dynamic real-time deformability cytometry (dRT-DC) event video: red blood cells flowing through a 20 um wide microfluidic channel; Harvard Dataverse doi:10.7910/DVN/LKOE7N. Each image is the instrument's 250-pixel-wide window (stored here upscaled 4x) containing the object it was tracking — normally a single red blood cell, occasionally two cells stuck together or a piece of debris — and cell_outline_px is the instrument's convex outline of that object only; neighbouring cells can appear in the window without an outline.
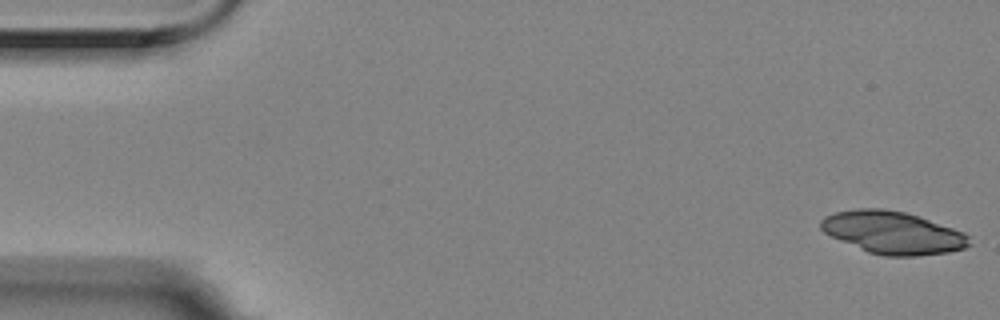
{"species": "Egyptian fruit bat (a non-hibernating species)", "species_latin": "Rousettus aegyptiacus", "temperature_condition": "room temperature", "stored_images_in_passage": 5, "camera_frame_rate_fps": 3000, "um_per_image_px": 0.085, "animal": {"sex": "female"}, "frame": {"image": 1, "passage_image": 1, "time_ms": 0.0, "image_size_px": [1000, 320], "cell_outline_px": [[972, 244], [964, 248], [948, 252], [916, 256], [884, 256], [868, 252], [832, 236], [824, 232], [820, 228], [820, 220], [824, 216], [836, 212], [856, 208], [884, 208], [904, 212], [920, 216], [964, 232], [972, 236]], "centroid_in_image_um": [75.93, 19.76], "position_along_channel_um": 9.1, "area_um2": 36.93}}